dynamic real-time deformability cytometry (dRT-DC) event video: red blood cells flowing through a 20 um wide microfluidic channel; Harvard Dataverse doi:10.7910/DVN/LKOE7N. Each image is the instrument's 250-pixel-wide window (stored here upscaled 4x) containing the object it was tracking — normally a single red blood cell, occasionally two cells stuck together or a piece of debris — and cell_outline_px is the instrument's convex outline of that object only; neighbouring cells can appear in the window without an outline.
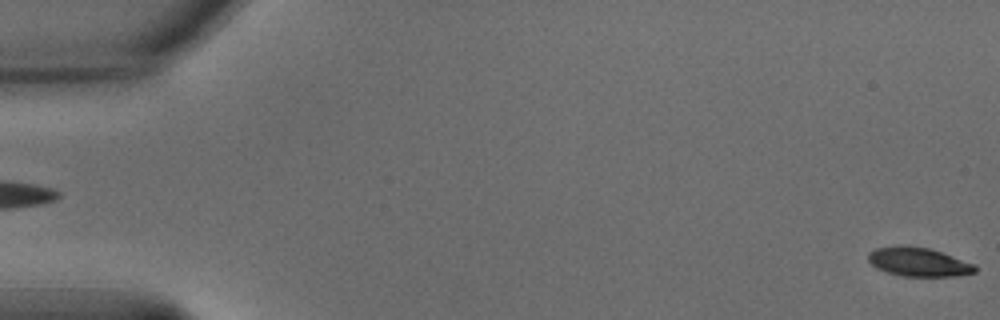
{"species": "common noctule bat (a hibernating species)", "species_latin": "Nyctalus noctula", "temperature_condition": "warm", "stored_images_in_passage": 56, "camera_frame_rate_fps": 3000, "um_per_image_px": 0.085, "animal": {"sex": "male", "body_mass_g": 15.6}, "frame": {"image": 1, "passage_image": 1, "time_ms": 0.0, "image_size_px": [1000, 320], "cell_outline_px": [[976, 272], [952, 276], [904, 276], [888, 272], [876, 268], [868, 260], [868, 252], [876, 248], [900, 244], [904, 244], [928, 248], [976, 264]], "centroid_in_image_um": [78.04, 22.24], "position_along_channel_um": 7.0, "area_um2": 17.98}}
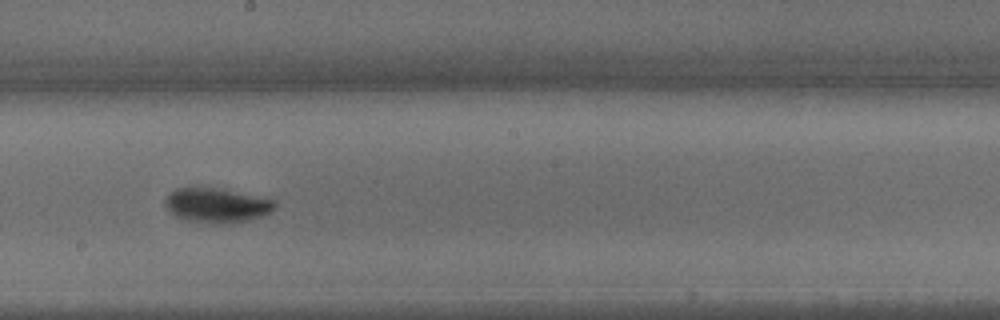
{"frame": {"image": 2, "passage_image": 32, "time_ms": 10.333, "image_size_px": [1000, 320], "cell_outline_px": [[276, 204], [268, 212], [260, 216], [248, 220], [228, 224], [212, 224], [188, 220], [176, 216], [164, 204], [164, 200], [168, 192], [176, 188], [212, 188], [276, 200]], "centroid_in_image_um": [18.36, 17.46], "position_along_channel_um": 229.8, "area_um2": 21.62}}
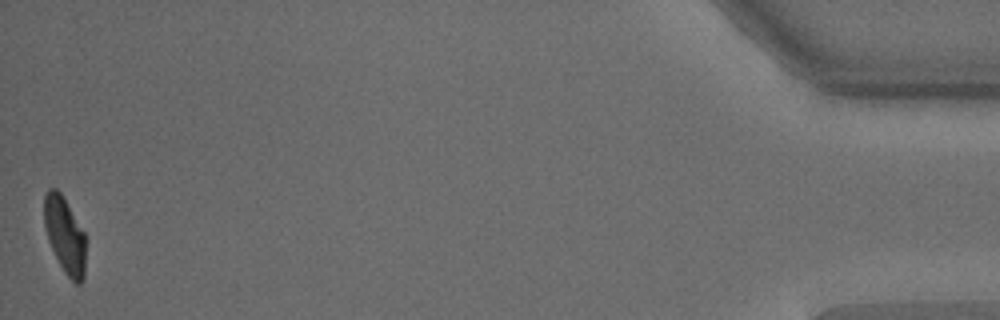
{"frame": {"image": 3, "passage_image": 56, "time_ms": 18.333, "image_size_px": [1000, 320], "cell_outline_px": [[84, 280], [80, 284], [76, 284], [64, 272], [48, 240], [44, 224], [44, 196], [48, 188], [56, 188], [60, 192], [84, 232]], "centroid_in_image_um": [5.49, 19.98], "position_along_channel_um": 429.7, "area_um2": 18.09}, "authors_computed_cell_mechanics": {"area_um2": 20.2878, "velocity_mm_per_s": 3.6495, "shape_relaxation_time_tau1_ms": 2.0451, "shape_relaxation_time_tau2_ms": 1.8304, "deformation_change_tau1": 0.1295, "deformation_change_tau2": 0.0672}}